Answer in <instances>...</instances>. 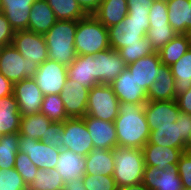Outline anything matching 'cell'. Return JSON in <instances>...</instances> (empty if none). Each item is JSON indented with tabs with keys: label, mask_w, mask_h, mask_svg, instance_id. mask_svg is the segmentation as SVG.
<instances>
[{
	"label": "cell",
	"mask_w": 191,
	"mask_h": 190,
	"mask_svg": "<svg viewBox=\"0 0 191 190\" xmlns=\"http://www.w3.org/2000/svg\"><path fill=\"white\" fill-rule=\"evenodd\" d=\"M142 183L149 190H181L182 182L177 168L157 169L145 166Z\"/></svg>",
	"instance_id": "18"
},
{
	"label": "cell",
	"mask_w": 191,
	"mask_h": 190,
	"mask_svg": "<svg viewBox=\"0 0 191 190\" xmlns=\"http://www.w3.org/2000/svg\"><path fill=\"white\" fill-rule=\"evenodd\" d=\"M52 121L41 113L22 115L19 135H26L31 138L42 140Z\"/></svg>",
	"instance_id": "31"
},
{
	"label": "cell",
	"mask_w": 191,
	"mask_h": 190,
	"mask_svg": "<svg viewBox=\"0 0 191 190\" xmlns=\"http://www.w3.org/2000/svg\"><path fill=\"white\" fill-rule=\"evenodd\" d=\"M181 112L191 114V88L176 97Z\"/></svg>",
	"instance_id": "49"
},
{
	"label": "cell",
	"mask_w": 191,
	"mask_h": 190,
	"mask_svg": "<svg viewBox=\"0 0 191 190\" xmlns=\"http://www.w3.org/2000/svg\"><path fill=\"white\" fill-rule=\"evenodd\" d=\"M85 175H108L113 176L114 155L113 150L104 148H93L85 157Z\"/></svg>",
	"instance_id": "27"
},
{
	"label": "cell",
	"mask_w": 191,
	"mask_h": 190,
	"mask_svg": "<svg viewBox=\"0 0 191 190\" xmlns=\"http://www.w3.org/2000/svg\"><path fill=\"white\" fill-rule=\"evenodd\" d=\"M119 114L114 124L118 146L142 149L148 142L150 128L144 104L119 102Z\"/></svg>",
	"instance_id": "1"
},
{
	"label": "cell",
	"mask_w": 191,
	"mask_h": 190,
	"mask_svg": "<svg viewBox=\"0 0 191 190\" xmlns=\"http://www.w3.org/2000/svg\"><path fill=\"white\" fill-rule=\"evenodd\" d=\"M63 121L61 122H52L48 131L46 132L45 137L42 139L44 144L50 145L51 147L58 148L60 150L64 149L63 142Z\"/></svg>",
	"instance_id": "44"
},
{
	"label": "cell",
	"mask_w": 191,
	"mask_h": 190,
	"mask_svg": "<svg viewBox=\"0 0 191 190\" xmlns=\"http://www.w3.org/2000/svg\"><path fill=\"white\" fill-rule=\"evenodd\" d=\"M93 55H77L67 66V77L91 89L98 85L93 79Z\"/></svg>",
	"instance_id": "30"
},
{
	"label": "cell",
	"mask_w": 191,
	"mask_h": 190,
	"mask_svg": "<svg viewBox=\"0 0 191 190\" xmlns=\"http://www.w3.org/2000/svg\"><path fill=\"white\" fill-rule=\"evenodd\" d=\"M19 152L29 156L34 165L39 169L49 170L55 168L60 149L44 144L26 135H19Z\"/></svg>",
	"instance_id": "12"
},
{
	"label": "cell",
	"mask_w": 191,
	"mask_h": 190,
	"mask_svg": "<svg viewBox=\"0 0 191 190\" xmlns=\"http://www.w3.org/2000/svg\"><path fill=\"white\" fill-rule=\"evenodd\" d=\"M113 155V177L118 188L142 183L145 168L142 149L117 146Z\"/></svg>",
	"instance_id": "4"
},
{
	"label": "cell",
	"mask_w": 191,
	"mask_h": 190,
	"mask_svg": "<svg viewBox=\"0 0 191 190\" xmlns=\"http://www.w3.org/2000/svg\"><path fill=\"white\" fill-rule=\"evenodd\" d=\"M21 117L13 94L0 98V135L19 133Z\"/></svg>",
	"instance_id": "25"
},
{
	"label": "cell",
	"mask_w": 191,
	"mask_h": 190,
	"mask_svg": "<svg viewBox=\"0 0 191 190\" xmlns=\"http://www.w3.org/2000/svg\"><path fill=\"white\" fill-rule=\"evenodd\" d=\"M55 168L65 183L85 175L86 160L85 157L73 151L63 149L60 151Z\"/></svg>",
	"instance_id": "23"
},
{
	"label": "cell",
	"mask_w": 191,
	"mask_h": 190,
	"mask_svg": "<svg viewBox=\"0 0 191 190\" xmlns=\"http://www.w3.org/2000/svg\"><path fill=\"white\" fill-rule=\"evenodd\" d=\"M64 149L86 157L94 148L93 142L82 118H69L63 121Z\"/></svg>",
	"instance_id": "9"
},
{
	"label": "cell",
	"mask_w": 191,
	"mask_h": 190,
	"mask_svg": "<svg viewBox=\"0 0 191 190\" xmlns=\"http://www.w3.org/2000/svg\"><path fill=\"white\" fill-rule=\"evenodd\" d=\"M144 112L150 131L157 126L172 125L180 114V109L174 100L148 101L144 104Z\"/></svg>",
	"instance_id": "15"
},
{
	"label": "cell",
	"mask_w": 191,
	"mask_h": 190,
	"mask_svg": "<svg viewBox=\"0 0 191 190\" xmlns=\"http://www.w3.org/2000/svg\"><path fill=\"white\" fill-rule=\"evenodd\" d=\"M19 133L0 137V168H14L16 155L19 152Z\"/></svg>",
	"instance_id": "36"
},
{
	"label": "cell",
	"mask_w": 191,
	"mask_h": 190,
	"mask_svg": "<svg viewBox=\"0 0 191 190\" xmlns=\"http://www.w3.org/2000/svg\"><path fill=\"white\" fill-rule=\"evenodd\" d=\"M56 18L47 0H36L30 11L27 30L45 34L56 23Z\"/></svg>",
	"instance_id": "24"
},
{
	"label": "cell",
	"mask_w": 191,
	"mask_h": 190,
	"mask_svg": "<svg viewBox=\"0 0 191 190\" xmlns=\"http://www.w3.org/2000/svg\"><path fill=\"white\" fill-rule=\"evenodd\" d=\"M87 15H93L100 6L102 0H77Z\"/></svg>",
	"instance_id": "50"
},
{
	"label": "cell",
	"mask_w": 191,
	"mask_h": 190,
	"mask_svg": "<svg viewBox=\"0 0 191 190\" xmlns=\"http://www.w3.org/2000/svg\"><path fill=\"white\" fill-rule=\"evenodd\" d=\"M154 0H127L128 14H146L149 16Z\"/></svg>",
	"instance_id": "47"
},
{
	"label": "cell",
	"mask_w": 191,
	"mask_h": 190,
	"mask_svg": "<svg viewBox=\"0 0 191 190\" xmlns=\"http://www.w3.org/2000/svg\"><path fill=\"white\" fill-rule=\"evenodd\" d=\"M64 184L56 168L38 169L34 181L27 186V190H63Z\"/></svg>",
	"instance_id": "35"
},
{
	"label": "cell",
	"mask_w": 191,
	"mask_h": 190,
	"mask_svg": "<svg viewBox=\"0 0 191 190\" xmlns=\"http://www.w3.org/2000/svg\"><path fill=\"white\" fill-rule=\"evenodd\" d=\"M150 27L146 14H128L124 20L108 29L110 47L117 51L128 44L140 43Z\"/></svg>",
	"instance_id": "5"
},
{
	"label": "cell",
	"mask_w": 191,
	"mask_h": 190,
	"mask_svg": "<svg viewBox=\"0 0 191 190\" xmlns=\"http://www.w3.org/2000/svg\"><path fill=\"white\" fill-rule=\"evenodd\" d=\"M67 78V66L50 59L39 65L33 77L43 95H60Z\"/></svg>",
	"instance_id": "8"
},
{
	"label": "cell",
	"mask_w": 191,
	"mask_h": 190,
	"mask_svg": "<svg viewBox=\"0 0 191 190\" xmlns=\"http://www.w3.org/2000/svg\"><path fill=\"white\" fill-rule=\"evenodd\" d=\"M176 97L191 88V48L171 67Z\"/></svg>",
	"instance_id": "33"
},
{
	"label": "cell",
	"mask_w": 191,
	"mask_h": 190,
	"mask_svg": "<svg viewBox=\"0 0 191 190\" xmlns=\"http://www.w3.org/2000/svg\"><path fill=\"white\" fill-rule=\"evenodd\" d=\"M14 168L21 175L27 186L34 181L37 170L39 169L33 164L29 156L23 152L17 153Z\"/></svg>",
	"instance_id": "40"
},
{
	"label": "cell",
	"mask_w": 191,
	"mask_h": 190,
	"mask_svg": "<svg viewBox=\"0 0 191 190\" xmlns=\"http://www.w3.org/2000/svg\"><path fill=\"white\" fill-rule=\"evenodd\" d=\"M161 64L158 52H154L128 64L127 69L130 71V74H133L139 86L147 92L149 87L155 82V77L158 75V67Z\"/></svg>",
	"instance_id": "20"
},
{
	"label": "cell",
	"mask_w": 191,
	"mask_h": 190,
	"mask_svg": "<svg viewBox=\"0 0 191 190\" xmlns=\"http://www.w3.org/2000/svg\"><path fill=\"white\" fill-rule=\"evenodd\" d=\"M187 152L191 155V147L187 148Z\"/></svg>",
	"instance_id": "55"
},
{
	"label": "cell",
	"mask_w": 191,
	"mask_h": 190,
	"mask_svg": "<svg viewBox=\"0 0 191 190\" xmlns=\"http://www.w3.org/2000/svg\"><path fill=\"white\" fill-rule=\"evenodd\" d=\"M117 52L128 65L142 57L149 56L156 51L153 49L152 44L147 37H144L140 39V43L128 44L126 47L118 49Z\"/></svg>",
	"instance_id": "38"
},
{
	"label": "cell",
	"mask_w": 191,
	"mask_h": 190,
	"mask_svg": "<svg viewBox=\"0 0 191 190\" xmlns=\"http://www.w3.org/2000/svg\"><path fill=\"white\" fill-rule=\"evenodd\" d=\"M190 45L186 34H177L168 44L163 46L159 51V57L162 64L171 67L176 63L188 50Z\"/></svg>",
	"instance_id": "32"
},
{
	"label": "cell",
	"mask_w": 191,
	"mask_h": 190,
	"mask_svg": "<svg viewBox=\"0 0 191 190\" xmlns=\"http://www.w3.org/2000/svg\"><path fill=\"white\" fill-rule=\"evenodd\" d=\"M83 183L86 190H118L113 176L84 175Z\"/></svg>",
	"instance_id": "42"
},
{
	"label": "cell",
	"mask_w": 191,
	"mask_h": 190,
	"mask_svg": "<svg viewBox=\"0 0 191 190\" xmlns=\"http://www.w3.org/2000/svg\"><path fill=\"white\" fill-rule=\"evenodd\" d=\"M127 15V0H102L99 8L93 14L107 28L118 24Z\"/></svg>",
	"instance_id": "29"
},
{
	"label": "cell",
	"mask_w": 191,
	"mask_h": 190,
	"mask_svg": "<svg viewBox=\"0 0 191 190\" xmlns=\"http://www.w3.org/2000/svg\"><path fill=\"white\" fill-rule=\"evenodd\" d=\"M11 94H13V83L0 72V98Z\"/></svg>",
	"instance_id": "51"
},
{
	"label": "cell",
	"mask_w": 191,
	"mask_h": 190,
	"mask_svg": "<svg viewBox=\"0 0 191 190\" xmlns=\"http://www.w3.org/2000/svg\"><path fill=\"white\" fill-rule=\"evenodd\" d=\"M186 35H187L188 42H189V45H190V48H191V29L187 31Z\"/></svg>",
	"instance_id": "54"
},
{
	"label": "cell",
	"mask_w": 191,
	"mask_h": 190,
	"mask_svg": "<svg viewBox=\"0 0 191 190\" xmlns=\"http://www.w3.org/2000/svg\"><path fill=\"white\" fill-rule=\"evenodd\" d=\"M56 20L78 21L87 16L77 0H47Z\"/></svg>",
	"instance_id": "34"
},
{
	"label": "cell",
	"mask_w": 191,
	"mask_h": 190,
	"mask_svg": "<svg viewBox=\"0 0 191 190\" xmlns=\"http://www.w3.org/2000/svg\"><path fill=\"white\" fill-rule=\"evenodd\" d=\"M74 48L77 55H95L111 48L107 27L93 15L78 20Z\"/></svg>",
	"instance_id": "3"
},
{
	"label": "cell",
	"mask_w": 191,
	"mask_h": 190,
	"mask_svg": "<svg viewBox=\"0 0 191 190\" xmlns=\"http://www.w3.org/2000/svg\"><path fill=\"white\" fill-rule=\"evenodd\" d=\"M118 190H149L143 183L119 187Z\"/></svg>",
	"instance_id": "53"
},
{
	"label": "cell",
	"mask_w": 191,
	"mask_h": 190,
	"mask_svg": "<svg viewBox=\"0 0 191 190\" xmlns=\"http://www.w3.org/2000/svg\"><path fill=\"white\" fill-rule=\"evenodd\" d=\"M146 144H157L171 148L187 149L188 146L182 141L180 120L172 122V125L157 126L150 132Z\"/></svg>",
	"instance_id": "28"
},
{
	"label": "cell",
	"mask_w": 191,
	"mask_h": 190,
	"mask_svg": "<svg viewBox=\"0 0 191 190\" xmlns=\"http://www.w3.org/2000/svg\"><path fill=\"white\" fill-rule=\"evenodd\" d=\"M36 0H1L0 11L14 31L27 30L30 11Z\"/></svg>",
	"instance_id": "21"
},
{
	"label": "cell",
	"mask_w": 191,
	"mask_h": 190,
	"mask_svg": "<svg viewBox=\"0 0 191 190\" xmlns=\"http://www.w3.org/2000/svg\"><path fill=\"white\" fill-rule=\"evenodd\" d=\"M82 119L90 133L94 148L113 150L118 146L114 122H108L90 116H84Z\"/></svg>",
	"instance_id": "17"
},
{
	"label": "cell",
	"mask_w": 191,
	"mask_h": 190,
	"mask_svg": "<svg viewBox=\"0 0 191 190\" xmlns=\"http://www.w3.org/2000/svg\"><path fill=\"white\" fill-rule=\"evenodd\" d=\"M168 19V6L166 0H154L149 14L150 27L170 25Z\"/></svg>",
	"instance_id": "43"
},
{
	"label": "cell",
	"mask_w": 191,
	"mask_h": 190,
	"mask_svg": "<svg viewBox=\"0 0 191 190\" xmlns=\"http://www.w3.org/2000/svg\"><path fill=\"white\" fill-rule=\"evenodd\" d=\"M145 166L157 169L176 168L180 156L187 149L171 148L157 144H145L142 148Z\"/></svg>",
	"instance_id": "19"
},
{
	"label": "cell",
	"mask_w": 191,
	"mask_h": 190,
	"mask_svg": "<svg viewBox=\"0 0 191 190\" xmlns=\"http://www.w3.org/2000/svg\"><path fill=\"white\" fill-rule=\"evenodd\" d=\"M40 113L52 122H61L69 119L59 94L44 95Z\"/></svg>",
	"instance_id": "37"
},
{
	"label": "cell",
	"mask_w": 191,
	"mask_h": 190,
	"mask_svg": "<svg viewBox=\"0 0 191 190\" xmlns=\"http://www.w3.org/2000/svg\"><path fill=\"white\" fill-rule=\"evenodd\" d=\"M63 190H86L83 183V176L65 182Z\"/></svg>",
	"instance_id": "52"
},
{
	"label": "cell",
	"mask_w": 191,
	"mask_h": 190,
	"mask_svg": "<svg viewBox=\"0 0 191 190\" xmlns=\"http://www.w3.org/2000/svg\"><path fill=\"white\" fill-rule=\"evenodd\" d=\"M12 46L25 58V60L42 64L48 57V48L43 34L29 30L15 31Z\"/></svg>",
	"instance_id": "11"
},
{
	"label": "cell",
	"mask_w": 191,
	"mask_h": 190,
	"mask_svg": "<svg viewBox=\"0 0 191 190\" xmlns=\"http://www.w3.org/2000/svg\"><path fill=\"white\" fill-rule=\"evenodd\" d=\"M176 168L181 178L182 187L191 188V155L187 151L180 156Z\"/></svg>",
	"instance_id": "45"
},
{
	"label": "cell",
	"mask_w": 191,
	"mask_h": 190,
	"mask_svg": "<svg viewBox=\"0 0 191 190\" xmlns=\"http://www.w3.org/2000/svg\"><path fill=\"white\" fill-rule=\"evenodd\" d=\"M168 22L177 34H186L191 29V0H166Z\"/></svg>",
	"instance_id": "26"
},
{
	"label": "cell",
	"mask_w": 191,
	"mask_h": 190,
	"mask_svg": "<svg viewBox=\"0 0 191 190\" xmlns=\"http://www.w3.org/2000/svg\"><path fill=\"white\" fill-rule=\"evenodd\" d=\"M181 190H191V188H187V187H182Z\"/></svg>",
	"instance_id": "56"
},
{
	"label": "cell",
	"mask_w": 191,
	"mask_h": 190,
	"mask_svg": "<svg viewBox=\"0 0 191 190\" xmlns=\"http://www.w3.org/2000/svg\"><path fill=\"white\" fill-rule=\"evenodd\" d=\"M176 99L175 94V78L171 68L164 64L158 67V75L155 77V82L147 91L148 101H164Z\"/></svg>",
	"instance_id": "22"
},
{
	"label": "cell",
	"mask_w": 191,
	"mask_h": 190,
	"mask_svg": "<svg viewBox=\"0 0 191 190\" xmlns=\"http://www.w3.org/2000/svg\"><path fill=\"white\" fill-rule=\"evenodd\" d=\"M119 99L110 84H98L89 90L85 116L114 122L119 114Z\"/></svg>",
	"instance_id": "6"
},
{
	"label": "cell",
	"mask_w": 191,
	"mask_h": 190,
	"mask_svg": "<svg viewBox=\"0 0 191 190\" xmlns=\"http://www.w3.org/2000/svg\"><path fill=\"white\" fill-rule=\"evenodd\" d=\"M38 68L36 62L25 60L12 44L0 47V72L11 83L33 78Z\"/></svg>",
	"instance_id": "7"
},
{
	"label": "cell",
	"mask_w": 191,
	"mask_h": 190,
	"mask_svg": "<svg viewBox=\"0 0 191 190\" xmlns=\"http://www.w3.org/2000/svg\"><path fill=\"white\" fill-rule=\"evenodd\" d=\"M177 120H180L182 141L189 146L191 144V114L180 112Z\"/></svg>",
	"instance_id": "48"
},
{
	"label": "cell",
	"mask_w": 191,
	"mask_h": 190,
	"mask_svg": "<svg viewBox=\"0 0 191 190\" xmlns=\"http://www.w3.org/2000/svg\"><path fill=\"white\" fill-rule=\"evenodd\" d=\"M110 85L119 102L135 104H145L147 102V92L139 86L133 74H130L127 68Z\"/></svg>",
	"instance_id": "16"
},
{
	"label": "cell",
	"mask_w": 191,
	"mask_h": 190,
	"mask_svg": "<svg viewBox=\"0 0 191 190\" xmlns=\"http://www.w3.org/2000/svg\"><path fill=\"white\" fill-rule=\"evenodd\" d=\"M176 35L177 33L171 25H160L149 27L146 37L151 42L153 49L158 52Z\"/></svg>",
	"instance_id": "39"
},
{
	"label": "cell",
	"mask_w": 191,
	"mask_h": 190,
	"mask_svg": "<svg viewBox=\"0 0 191 190\" xmlns=\"http://www.w3.org/2000/svg\"><path fill=\"white\" fill-rule=\"evenodd\" d=\"M89 90L77 81L67 78L60 96L69 118H83L86 115Z\"/></svg>",
	"instance_id": "14"
},
{
	"label": "cell",
	"mask_w": 191,
	"mask_h": 190,
	"mask_svg": "<svg viewBox=\"0 0 191 190\" xmlns=\"http://www.w3.org/2000/svg\"><path fill=\"white\" fill-rule=\"evenodd\" d=\"M127 68L120 54L109 48L93 55V79L97 84H110Z\"/></svg>",
	"instance_id": "10"
},
{
	"label": "cell",
	"mask_w": 191,
	"mask_h": 190,
	"mask_svg": "<svg viewBox=\"0 0 191 190\" xmlns=\"http://www.w3.org/2000/svg\"><path fill=\"white\" fill-rule=\"evenodd\" d=\"M14 29L9 24L5 15L0 11V47L12 44Z\"/></svg>",
	"instance_id": "46"
},
{
	"label": "cell",
	"mask_w": 191,
	"mask_h": 190,
	"mask_svg": "<svg viewBox=\"0 0 191 190\" xmlns=\"http://www.w3.org/2000/svg\"><path fill=\"white\" fill-rule=\"evenodd\" d=\"M76 29L77 21L57 20L44 34L50 60L69 66L76 59L74 48Z\"/></svg>",
	"instance_id": "2"
},
{
	"label": "cell",
	"mask_w": 191,
	"mask_h": 190,
	"mask_svg": "<svg viewBox=\"0 0 191 190\" xmlns=\"http://www.w3.org/2000/svg\"><path fill=\"white\" fill-rule=\"evenodd\" d=\"M0 190H27V185L15 168H0Z\"/></svg>",
	"instance_id": "41"
},
{
	"label": "cell",
	"mask_w": 191,
	"mask_h": 190,
	"mask_svg": "<svg viewBox=\"0 0 191 190\" xmlns=\"http://www.w3.org/2000/svg\"><path fill=\"white\" fill-rule=\"evenodd\" d=\"M13 95L21 115L40 113L44 95L33 78L14 83Z\"/></svg>",
	"instance_id": "13"
}]
</instances>
